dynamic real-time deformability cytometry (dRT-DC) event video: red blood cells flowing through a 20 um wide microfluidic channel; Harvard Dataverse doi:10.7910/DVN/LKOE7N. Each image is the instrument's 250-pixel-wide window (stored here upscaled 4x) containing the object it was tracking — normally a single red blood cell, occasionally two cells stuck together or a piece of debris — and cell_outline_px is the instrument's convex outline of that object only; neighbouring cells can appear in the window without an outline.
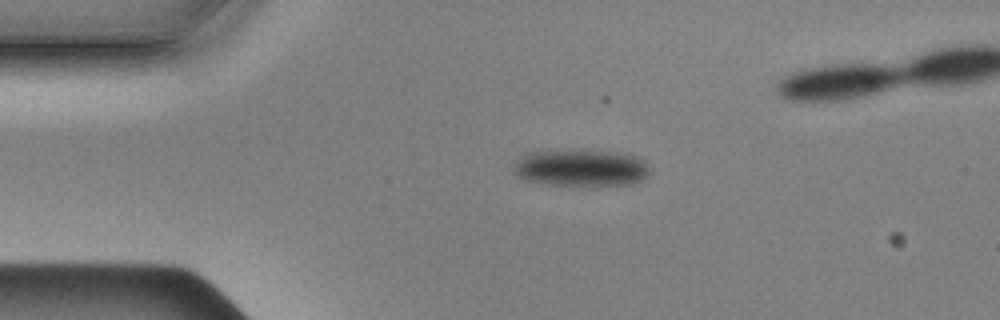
{"species": "Egyptian fruit bat (a non-hibernating species)", "species_latin": "Rousettus aegyptiacus", "temperature_condition": "cold", "stored_images_in_passage": 9, "segment_of_instrument_passage": [1, 3], "camera_frame_rate_fps": 3000, "um_per_image_px": 0.085, "animal": {"sex": "male"}, "frame": {"image": 1, "passage_image": 1, "time_ms": 0.0, "image_size_px": [1000, 320], "cell_outline_px": [[648, 176], [644, 180], [632, 184], [548, 184], [524, 180], [516, 176], [512, 172], [512, 164], [524, 152], [616, 152], [636, 156], [648, 168]], "centroid_in_image_um": [49.3, 14.29], "position_along_channel_um": 35.7, "area_um2": 28.44}}
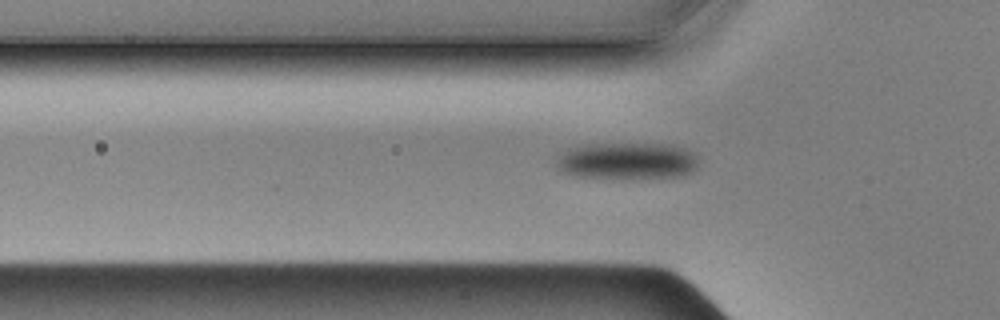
{"frame": {"image": 2, "passage_image": 7, "time_ms": 2.0, "image_size_px": [1000, 320], "cell_outline_px": [[696, 168], [692, 172], [684, 176], [636, 180], [612, 180], [572, 176], [556, 172], [552, 164], [556, 152], [572, 144], [672, 144], [684, 148], [692, 152], [696, 156]], "centroid_in_image_um": [53.09, 13.71], "position_along_channel_um": 72.7, "area_um2": 32.83}}